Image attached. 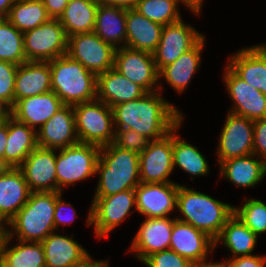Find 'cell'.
<instances>
[{"label": "cell", "instance_id": "cell-2", "mask_svg": "<svg viewBox=\"0 0 266 267\" xmlns=\"http://www.w3.org/2000/svg\"><path fill=\"white\" fill-rule=\"evenodd\" d=\"M99 182L94 196H111L135 189L140 182L139 154L110 143L100 149L96 165Z\"/></svg>", "mask_w": 266, "mask_h": 267}, {"label": "cell", "instance_id": "cell-20", "mask_svg": "<svg viewBox=\"0 0 266 267\" xmlns=\"http://www.w3.org/2000/svg\"><path fill=\"white\" fill-rule=\"evenodd\" d=\"M169 217L146 218L137 231L129 251L141 262L150 254L169 249L173 223Z\"/></svg>", "mask_w": 266, "mask_h": 267}, {"label": "cell", "instance_id": "cell-48", "mask_svg": "<svg viewBox=\"0 0 266 267\" xmlns=\"http://www.w3.org/2000/svg\"><path fill=\"white\" fill-rule=\"evenodd\" d=\"M100 3L113 5L124 9H134L137 0H98Z\"/></svg>", "mask_w": 266, "mask_h": 267}, {"label": "cell", "instance_id": "cell-53", "mask_svg": "<svg viewBox=\"0 0 266 267\" xmlns=\"http://www.w3.org/2000/svg\"><path fill=\"white\" fill-rule=\"evenodd\" d=\"M196 267H223L219 262H209L207 264L199 265Z\"/></svg>", "mask_w": 266, "mask_h": 267}, {"label": "cell", "instance_id": "cell-12", "mask_svg": "<svg viewBox=\"0 0 266 267\" xmlns=\"http://www.w3.org/2000/svg\"><path fill=\"white\" fill-rule=\"evenodd\" d=\"M254 121L228 112L216 154L223 161L253 154Z\"/></svg>", "mask_w": 266, "mask_h": 267}, {"label": "cell", "instance_id": "cell-3", "mask_svg": "<svg viewBox=\"0 0 266 267\" xmlns=\"http://www.w3.org/2000/svg\"><path fill=\"white\" fill-rule=\"evenodd\" d=\"M176 208L184 216L177 220L207 233L214 240L234 214V206L183 185L178 187Z\"/></svg>", "mask_w": 266, "mask_h": 267}, {"label": "cell", "instance_id": "cell-14", "mask_svg": "<svg viewBox=\"0 0 266 267\" xmlns=\"http://www.w3.org/2000/svg\"><path fill=\"white\" fill-rule=\"evenodd\" d=\"M204 35L196 31L183 20L164 25L161 39L156 51L153 53L157 70L173 63L179 56L193 48Z\"/></svg>", "mask_w": 266, "mask_h": 267}, {"label": "cell", "instance_id": "cell-46", "mask_svg": "<svg viewBox=\"0 0 266 267\" xmlns=\"http://www.w3.org/2000/svg\"><path fill=\"white\" fill-rule=\"evenodd\" d=\"M69 0H43L44 7L52 19H59Z\"/></svg>", "mask_w": 266, "mask_h": 267}, {"label": "cell", "instance_id": "cell-36", "mask_svg": "<svg viewBox=\"0 0 266 267\" xmlns=\"http://www.w3.org/2000/svg\"><path fill=\"white\" fill-rule=\"evenodd\" d=\"M6 19L22 33L48 22L43 0H15Z\"/></svg>", "mask_w": 266, "mask_h": 267}, {"label": "cell", "instance_id": "cell-1", "mask_svg": "<svg viewBox=\"0 0 266 267\" xmlns=\"http://www.w3.org/2000/svg\"><path fill=\"white\" fill-rule=\"evenodd\" d=\"M160 91L112 107L114 128L132 129L151 141L163 138L183 119L182 114Z\"/></svg>", "mask_w": 266, "mask_h": 267}, {"label": "cell", "instance_id": "cell-18", "mask_svg": "<svg viewBox=\"0 0 266 267\" xmlns=\"http://www.w3.org/2000/svg\"><path fill=\"white\" fill-rule=\"evenodd\" d=\"M180 184L140 183L135 188V209L146 218L169 217L176 209L177 193Z\"/></svg>", "mask_w": 266, "mask_h": 267}, {"label": "cell", "instance_id": "cell-15", "mask_svg": "<svg viewBox=\"0 0 266 267\" xmlns=\"http://www.w3.org/2000/svg\"><path fill=\"white\" fill-rule=\"evenodd\" d=\"M169 249L199 266L207 264L208 254L215 249V241L207 233L176 219Z\"/></svg>", "mask_w": 266, "mask_h": 267}, {"label": "cell", "instance_id": "cell-45", "mask_svg": "<svg viewBox=\"0 0 266 267\" xmlns=\"http://www.w3.org/2000/svg\"><path fill=\"white\" fill-rule=\"evenodd\" d=\"M61 197L62 194L55 201V211H54L55 230H57L61 224L65 225L71 223L74 220V217L76 216L75 209L73 208V206H71V204L69 203L62 201ZM69 206L71 207L72 213H70L71 215H66L67 213L63 209H67V207ZM64 211L66 214L64 213Z\"/></svg>", "mask_w": 266, "mask_h": 267}, {"label": "cell", "instance_id": "cell-27", "mask_svg": "<svg viewBox=\"0 0 266 267\" xmlns=\"http://www.w3.org/2000/svg\"><path fill=\"white\" fill-rule=\"evenodd\" d=\"M227 66L242 80L266 96V57L256 47L243 48L229 57Z\"/></svg>", "mask_w": 266, "mask_h": 267}, {"label": "cell", "instance_id": "cell-34", "mask_svg": "<svg viewBox=\"0 0 266 267\" xmlns=\"http://www.w3.org/2000/svg\"><path fill=\"white\" fill-rule=\"evenodd\" d=\"M12 240L8 236L0 257L2 267H46L41 242L18 240L16 245L8 247Z\"/></svg>", "mask_w": 266, "mask_h": 267}, {"label": "cell", "instance_id": "cell-54", "mask_svg": "<svg viewBox=\"0 0 266 267\" xmlns=\"http://www.w3.org/2000/svg\"><path fill=\"white\" fill-rule=\"evenodd\" d=\"M8 116H9V113H0V126L5 123V120Z\"/></svg>", "mask_w": 266, "mask_h": 267}, {"label": "cell", "instance_id": "cell-7", "mask_svg": "<svg viewBox=\"0 0 266 267\" xmlns=\"http://www.w3.org/2000/svg\"><path fill=\"white\" fill-rule=\"evenodd\" d=\"M101 147L87 143L58 149L56 153L57 192L63 187L87 179L96 174V165Z\"/></svg>", "mask_w": 266, "mask_h": 267}, {"label": "cell", "instance_id": "cell-29", "mask_svg": "<svg viewBox=\"0 0 266 267\" xmlns=\"http://www.w3.org/2000/svg\"><path fill=\"white\" fill-rule=\"evenodd\" d=\"M205 36L190 50L179 56L173 63L164 66L159 71L178 93H182L201 64V54L205 45Z\"/></svg>", "mask_w": 266, "mask_h": 267}, {"label": "cell", "instance_id": "cell-47", "mask_svg": "<svg viewBox=\"0 0 266 267\" xmlns=\"http://www.w3.org/2000/svg\"><path fill=\"white\" fill-rule=\"evenodd\" d=\"M8 136V117L5 123L0 126V167H3V156L7 144Z\"/></svg>", "mask_w": 266, "mask_h": 267}, {"label": "cell", "instance_id": "cell-41", "mask_svg": "<svg viewBox=\"0 0 266 267\" xmlns=\"http://www.w3.org/2000/svg\"><path fill=\"white\" fill-rule=\"evenodd\" d=\"M150 141L148 137L132 129H115L113 144L121 149L140 154Z\"/></svg>", "mask_w": 266, "mask_h": 267}, {"label": "cell", "instance_id": "cell-44", "mask_svg": "<svg viewBox=\"0 0 266 267\" xmlns=\"http://www.w3.org/2000/svg\"><path fill=\"white\" fill-rule=\"evenodd\" d=\"M265 256L248 255L236 258H228L227 261L219 262L223 267H264Z\"/></svg>", "mask_w": 266, "mask_h": 267}, {"label": "cell", "instance_id": "cell-51", "mask_svg": "<svg viewBox=\"0 0 266 267\" xmlns=\"http://www.w3.org/2000/svg\"><path fill=\"white\" fill-rule=\"evenodd\" d=\"M203 1L204 0H180V2H182L185 5V7L187 6V8H190L191 9L190 11H192L196 15H200Z\"/></svg>", "mask_w": 266, "mask_h": 267}, {"label": "cell", "instance_id": "cell-25", "mask_svg": "<svg viewBox=\"0 0 266 267\" xmlns=\"http://www.w3.org/2000/svg\"><path fill=\"white\" fill-rule=\"evenodd\" d=\"M163 25L147 19L135 9H126L125 47L153 54L160 42Z\"/></svg>", "mask_w": 266, "mask_h": 267}, {"label": "cell", "instance_id": "cell-42", "mask_svg": "<svg viewBox=\"0 0 266 267\" xmlns=\"http://www.w3.org/2000/svg\"><path fill=\"white\" fill-rule=\"evenodd\" d=\"M147 267H196L171 249L155 252L142 261Z\"/></svg>", "mask_w": 266, "mask_h": 267}, {"label": "cell", "instance_id": "cell-32", "mask_svg": "<svg viewBox=\"0 0 266 267\" xmlns=\"http://www.w3.org/2000/svg\"><path fill=\"white\" fill-rule=\"evenodd\" d=\"M98 5V0H69L59 18L66 35L93 32Z\"/></svg>", "mask_w": 266, "mask_h": 267}, {"label": "cell", "instance_id": "cell-10", "mask_svg": "<svg viewBox=\"0 0 266 267\" xmlns=\"http://www.w3.org/2000/svg\"><path fill=\"white\" fill-rule=\"evenodd\" d=\"M115 50L93 31L69 36L66 54L98 75L114 68Z\"/></svg>", "mask_w": 266, "mask_h": 267}, {"label": "cell", "instance_id": "cell-17", "mask_svg": "<svg viewBox=\"0 0 266 267\" xmlns=\"http://www.w3.org/2000/svg\"><path fill=\"white\" fill-rule=\"evenodd\" d=\"M224 71V83L234 102L230 113L244 116L250 120L266 118V96L238 77L228 66Z\"/></svg>", "mask_w": 266, "mask_h": 267}, {"label": "cell", "instance_id": "cell-55", "mask_svg": "<svg viewBox=\"0 0 266 267\" xmlns=\"http://www.w3.org/2000/svg\"><path fill=\"white\" fill-rule=\"evenodd\" d=\"M256 47L265 55L266 57V44H262V45H256Z\"/></svg>", "mask_w": 266, "mask_h": 267}, {"label": "cell", "instance_id": "cell-35", "mask_svg": "<svg viewBox=\"0 0 266 267\" xmlns=\"http://www.w3.org/2000/svg\"><path fill=\"white\" fill-rule=\"evenodd\" d=\"M183 120L172 130L173 168L178 165L180 169L188 172L190 176H204L209 173V165L205 156L197 147L182 140L177 134Z\"/></svg>", "mask_w": 266, "mask_h": 267}, {"label": "cell", "instance_id": "cell-6", "mask_svg": "<svg viewBox=\"0 0 266 267\" xmlns=\"http://www.w3.org/2000/svg\"><path fill=\"white\" fill-rule=\"evenodd\" d=\"M76 134L80 143L103 147L113 143V110L97 98L73 105Z\"/></svg>", "mask_w": 266, "mask_h": 267}, {"label": "cell", "instance_id": "cell-11", "mask_svg": "<svg viewBox=\"0 0 266 267\" xmlns=\"http://www.w3.org/2000/svg\"><path fill=\"white\" fill-rule=\"evenodd\" d=\"M114 69L133 83L141 86L147 93L163 88L157 86L160 79L159 71L153 54L149 52L120 46L115 50Z\"/></svg>", "mask_w": 266, "mask_h": 267}, {"label": "cell", "instance_id": "cell-31", "mask_svg": "<svg viewBox=\"0 0 266 267\" xmlns=\"http://www.w3.org/2000/svg\"><path fill=\"white\" fill-rule=\"evenodd\" d=\"M94 32L115 49L126 44V9L99 2ZM119 44V45H118Z\"/></svg>", "mask_w": 266, "mask_h": 267}, {"label": "cell", "instance_id": "cell-24", "mask_svg": "<svg viewBox=\"0 0 266 267\" xmlns=\"http://www.w3.org/2000/svg\"><path fill=\"white\" fill-rule=\"evenodd\" d=\"M52 91L49 62L26 61L18 66L14 87V103L27 97Z\"/></svg>", "mask_w": 266, "mask_h": 267}, {"label": "cell", "instance_id": "cell-16", "mask_svg": "<svg viewBox=\"0 0 266 267\" xmlns=\"http://www.w3.org/2000/svg\"><path fill=\"white\" fill-rule=\"evenodd\" d=\"M56 151L37 146L18 167L31 192H57Z\"/></svg>", "mask_w": 266, "mask_h": 267}, {"label": "cell", "instance_id": "cell-28", "mask_svg": "<svg viewBox=\"0 0 266 267\" xmlns=\"http://www.w3.org/2000/svg\"><path fill=\"white\" fill-rule=\"evenodd\" d=\"M46 267H73L81 264L89 253L72 237L52 232L42 242Z\"/></svg>", "mask_w": 266, "mask_h": 267}, {"label": "cell", "instance_id": "cell-40", "mask_svg": "<svg viewBox=\"0 0 266 267\" xmlns=\"http://www.w3.org/2000/svg\"><path fill=\"white\" fill-rule=\"evenodd\" d=\"M18 65L0 60V102L8 109L14 105V87Z\"/></svg>", "mask_w": 266, "mask_h": 267}, {"label": "cell", "instance_id": "cell-4", "mask_svg": "<svg viewBox=\"0 0 266 267\" xmlns=\"http://www.w3.org/2000/svg\"><path fill=\"white\" fill-rule=\"evenodd\" d=\"M62 192H31L26 204L8 222L9 237L17 240L42 242L55 231V201Z\"/></svg>", "mask_w": 266, "mask_h": 267}, {"label": "cell", "instance_id": "cell-50", "mask_svg": "<svg viewBox=\"0 0 266 267\" xmlns=\"http://www.w3.org/2000/svg\"><path fill=\"white\" fill-rule=\"evenodd\" d=\"M108 261H94L91 256L87 257L81 264L73 267H109Z\"/></svg>", "mask_w": 266, "mask_h": 267}, {"label": "cell", "instance_id": "cell-5", "mask_svg": "<svg viewBox=\"0 0 266 267\" xmlns=\"http://www.w3.org/2000/svg\"><path fill=\"white\" fill-rule=\"evenodd\" d=\"M52 91L64 105L96 99L97 75L67 54L49 61Z\"/></svg>", "mask_w": 266, "mask_h": 267}, {"label": "cell", "instance_id": "cell-43", "mask_svg": "<svg viewBox=\"0 0 266 267\" xmlns=\"http://www.w3.org/2000/svg\"><path fill=\"white\" fill-rule=\"evenodd\" d=\"M253 154L266 162V118L254 121Z\"/></svg>", "mask_w": 266, "mask_h": 267}, {"label": "cell", "instance_id": "cell-13", "mask_svg": "<svg viewBox=\"0 0 266 267\" xmlns=\"http://www.w3.org/2000/svg\"><path fill=\"white\" fill-rule=\"evenodd\" d=\"M172 131L163 138L152 140L139 154L141 183H172L168 176L173 168Z\"/></svg>", "mask_w": 266, "mask_h": 267}, {"label": "cell", "instance_id": "cell-19", "mask_svg": "<svg viewBox=\"0 0 266 267\" xmlns=\"http://www.w3.org/2000/svg\"><path fill=\"white\" fill-rule=\"evenodd\" d=\"M79 143L74 109L64 105L46 123L37 129V145L43 148L61 149Z\"/></svg>", "mask_w": 266, "mask_h": 267}, {"label": "cell", "instance_id": "cell-9", "mask_svg": "<svg viewBox=\"0 0 266 267\" xmlns=\"http://www.w3.org/2000/svg\"><path fill=\"white\" fill-rule=\"evenodd\" d=\"M27 61L49 62L67 53L68 36L59 19L23 33Z\"/></svg>", "mask_w": 266, "mask_h": 267}, {"label": "cell", "instance_id": "cell-52", "mask_svg": "<svg viewBox=\"0 0 266 267\" xmlns=\"http://www.w3.org/2000/svg\"><path fill=\"white\" fill-rule=\"evenodd\" d=\"M15 0H0V18H6Z\"/></svg>", "mask_w": 266, "mask_h": 267}, {"label": "cell", "instance_id": "cell-26", "mask_svg": "<svg viewBox=\"0 0 266 267\" xmlns=\"http://www.w3.org/2000/svg\"><path fill=\"white\" fill-rule=\"evenodd\" d=\"M37 146V130L9 115L3 167L18 168Z\"/></svg>", "mask_w": 266, "mask_h": 267}, {"label": "cell", "instance_id": "cell-21", "mask_svg": "<svg viewBox=\"0 0 266 267\" xmlns=\"http://www.w3.org/2000/svg\"><path fill=\"white\" fill-rule=\"evenodd\" d=\"M63 106L61 99L50 91L17 100L10 108L9 115L36 130L37 126L39 129Z\"/></svg>", "mask_w": 266, "mask_h": 267}, {"label": "cell", "instance_id": "cell-49", "mask_svg": "<svg viewBox=\"0 0 266 267\" xmlns=\"http://www.w3.org/2000/svg\"><path fill=\"white\" fill-rule=\"evenodd\" d=\"M5 224H7V225H5ZM7 226H8V222L0 219V257H1V253L3 251L4 245L7 241L8 236H9V231H8L9 228Z\"/></svg>", "mask_w": 266, "mask_h": 267}, {"label": "cell", "instance_id": "cell-56", "mask_svg": "<svg viewBox=\"0 0 266 267\" xmlns=\"http://www.w3.org/2000/svg\"><path fill=\"white\" fill-rule=\"evenodd\" d=\"M0 113H9V110L0 102Z\"/></svg>", "mask_w": 266, "mask_h": 267}, {"label": "cell", "instance_id": "cell-37", "mask_svg": "<svg viewBox=\"0 0 266 267\" xmlns=\"http://www.w3.org/2000/svg\"><path fill=\"white\" fill-rule=\"evenodd\" d=\"M0 60L18 66L27 61L23 33L6 18H0Z\"/></svg>", "mask_w": 266, "mask_h": 267}, {"label": "cell", "instance_id": "cell-33", "mask_svg": "<svg viewBox=\"0 0 266 267\" xmlns=\"http://www.w3.org/2000/svg\"><path fill=\"white\" fill-rule=\"evenodd\" d=\"M257 239V235L233 214L214 241L215 246L222 241L224 247H227L233 254L231 258H236L253 255L251 252L255 248Z\"/></svg>", "mask_w": 266, "mask_h": 267}, {"label": "cell", "instance_id": "cell-39", "mask_svg": "<svg viewBox=\"0 0 266 267\" xmlns=\"http://www.w3.org/2000/svg\"><path fill=\"white\" fill-rule=\"evenodd\" d=\"M234 214L257 236L266 232V204L261 200H245L243 206H234Z\"/></svg>", "mask_w": 266, "mask_h": 267}, {"label": "cell", "instance_id": "cell-8", "mask_svg": "<svg viewBox=\"0 0 266 267\" xmlns=\"http://www.w3.org/2000/svg\"><path fill=\"white\" fill-rule=\"evenodd\" d=\"M87 217V225H93L97 237H106L129 216L136 207L135 189H129L111 196H94Z\"/></svg>", "mask_w": 266, "mask_h": 267}, {"label": "cell", "instance_id": "cell-23", "mask_svg": "<svg viewBox=\"0 0 266 267\" xmlns=\"http://www.w3.org/2000/svg\"><path fill=\"white\" fill-rule=\"evenodd\" d=\"M147 92L114 68L97 75V99L113 107L143 97Z\"/></svg>", "mask_w": 266, "mask_h": 267}, {"label": "cell", "instance_id": "cell-38", "mask_svg": "<svg viewBox=\"0 0 266 267\" xmlns=\"http://www.w3.org/2000/svg\"><path fill=\"white\" fill-rule=\"evenodd\" d=\"M178 3L180 0H137L134 9L147 19L164 26L182 19Z\"/></svg>", "mask_w": 266, "mask_h": 267}, {"label": "cell", "instance_id": "cell-30", "mask_svg": "<svg viewBox=\"0 0 266 267\" xmlns=\"http://www.w3.org/2000/svg\"><path fill=\"white\" fill-rule=\"evenodd\" d=\"M250 154L220 163V174L238 187H254L266 176V162Z\"/></svg>", "mask_w": 266, "mask_h": 267}, {"label": "cell", "instance_id": "cell-22", "mask_svg": "<svg viewBox=\"0 0 266 267\" xmlns=\"http://www.w3.org/2000/svg\"><path fill=\"white\" fill-rule=\"evenodd\" d=\"M30 193L19 168L0 167V219L9 222L26 204Z\"/></svg>", "mask_w": 266, "mask_h": 267}]
</instances>
